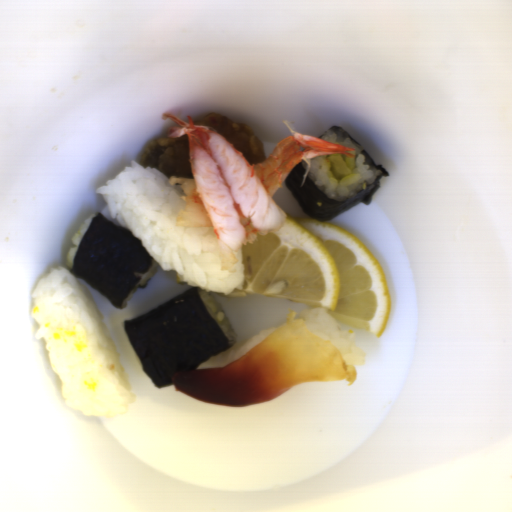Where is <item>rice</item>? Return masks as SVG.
Listing matches in <instances>:
<instances>
[{
  "mask_svg": "<svg viewBox=\"0 0 512 512\" xmlns=\"http://www.w3.org/2000/svg\"><path fill=\"white\" fill-rule=\"evenodd\" d=\"M30 311L67 407L90 417L117 416L135 402L134 391L88 289L61 266L39 278Z\"/></svg>",
  "mask_w": 512,
  "mask_h": 512,
  "instance_id": "obj_1",
  "label": "rice"
},
{
  "mask_svg": "<svg viewBox=\"0 0 512 512\" xmlns=\"http://www.w3.org/2000/svg\"><path fill=\"white\" fill-rule=\"evenodd\" d=\"M95 192L111 217L141 242L164 271L175 272L186 285L220 294L243 288L241 246L236 250V273L222 271L214 230L177 225V214L185 205L181 189L171 185L155 166H142L131 159L130 165Z\"/></svg>",
  "mask_w": 512,
  "mask_h": 512,
  "instance_id": "obj_2",
  "label": "rice"
},
{
  "mask_svg": "<svg viewBox=\"0 0 512 512\" xmlns=\"http://www.w3.org/2000/svg\"><path fill=\"white\" fill-rule=\"evenodd\" d=\"M318 139H323L344 147L354 148L355 156L342 155L351 173L349 176L337 177L330 164L328 154L312 158L307 174L321 193L335 201L350 200L382 172L376 166L363 146L350 138L346 131L335 128L324 132Z\"/></svg>",
  "mask_w": 512,
  "mask_h": 512,
  "instance_id": "obj_3",
  "label": "rice"
},
{
  "mask_svg": "<svg viewBox=\"0 0 512 512\" xmlns=\"http://www.w3.org/2000/svg\"><path fill=\"white\" fill-rule=\"evenodd\" d=\"M296 320H302L316 335L335 345L343 358L353 367H360L365 363V350L355 344L353 330L342 328L323 308H308L301 312Z\"/></svg>",
  "mask_w": 512,
  "mask_h": 512,
  "instance_id": "obj_4",
  "label": "rice"
},
{
  "mask_svg": "<svg viewBox=\"0 0 512 512\" xmlns=\"http://www.w3.org/2000/svg\"><path fill=\"white\" fill-rule=\"evenodd\" d=\"M282 326V325H281ZM281 326H272L265 330H262L258 333L250 335L240 342L235 343L234 345L226 348L225 350L219 352L218 354L208 358L207 360L198 364L196 369H214L219 367H224L228 364L233 363L256 346H258L262 341H264L267 337H269L273 332H275Z\"/></svg>",
  "mask_w": 512,
  "mask_h": 512,
  "instance_id": "obj_5",
  "label": "rice"
},
{
  "mask_svg": "<svg viewBox=\"0 0 512 512\" xmlns=\"http://www.w3.org/2000/svg\"><path fill=\"white\" fill-rule=\"evenodd\" d=\"M197 289L205 307L209 311L210 315L212 316L218 327L227 337L230 347L236 343H239L236 331L232 323L230 322L227 314L225 313L222 306L218 302L217 298L213 295V293L210 290L198 287Z\"/></svg>",
  "mask_w": 512,
  "mask_h": 512,
  "instance_id": "obj_6",
  "label": "rice"
},
{
  "mask_svg": "<svg viewBox=\"0 0 512 512\" xmlns=\"http://www.w3.org/2000/svg\"><path fill=\"white\" fill-rule=\"evenodd\" d=\"M97 214H90L86 220L80 225V227L77 229V231L74 233V235L72 236V239H71V242L73 244V247H71L68 251H67V255H66V265L68 266V268L70 270H72V266H73V262H74V258H75V255H76V252L78 250V247H79V244L81 242V239L84 235V233L86 232V230L88 229L92 219L96 216Z\"/></svg>",
  "mask_w": 512,
  "mask_h": 512,
  "instance_id": "obj_7",
  "label": "rice"
},
{
  "mask_svg": "<svg viewBox=\"0 0 512 512\" xmlns=\"http://www.w3.org/2000/svg\"><path fill=\"white\" fill-rule=\"evenodd\" d=\"M160 264L154 259L152 266L144 273L141 279L137 282V284L133 287L130 293L124 299L123 307L127 306V303L133 298L135 292L139 288V286H143L148 280L152 279V277L156 274Z\"/></svg>",
  "mask_w": 512,
  "mask_h": 512,
  "instance_id": "obj_8",
  "label": "rice"
}]
</instances>
